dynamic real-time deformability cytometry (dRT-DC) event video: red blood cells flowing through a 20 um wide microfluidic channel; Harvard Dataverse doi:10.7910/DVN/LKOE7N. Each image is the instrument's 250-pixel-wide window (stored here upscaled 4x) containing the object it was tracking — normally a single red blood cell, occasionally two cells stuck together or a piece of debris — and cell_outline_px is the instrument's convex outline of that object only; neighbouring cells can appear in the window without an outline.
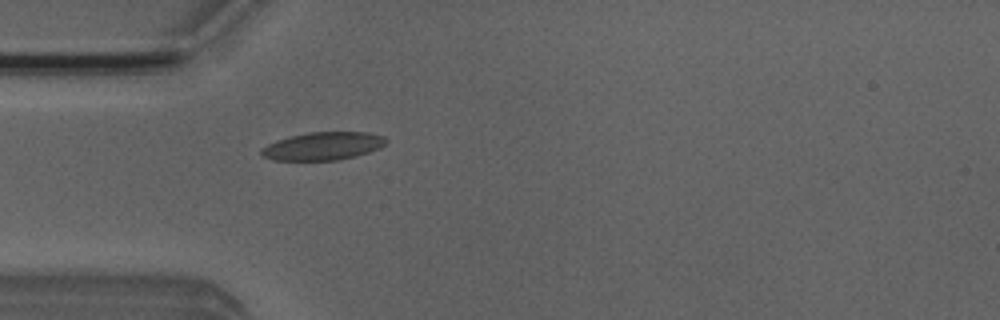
{"species": "Egyptian fruit bat (a non-hibernating species)", "species_latin": "Rousettus aegyptiacus", "temperature_condition": "room temperature", "stored_images_in_passage": 2, "camera_frame_rate_fps": 3000, "um_per_image_px": 0.085, "animal": {"sex": "male"}, "frame": {"image": 1, "passage_image": 2, "time_ms": 1.667, "image_size_px": [1000, 320], "cell_outline_px": [[388, 144], [380, 148], [356, 156], [336, 160], [272, 160], [260, 156], [260, 148], [276, 140], [288, 136], [308, 132], [368, 132], [384, 136], [388, 140]], "centroid_in_image_um": [27.44, 12.41], "position_along_channel_um": 57.6, "area_um2": 20.63}}